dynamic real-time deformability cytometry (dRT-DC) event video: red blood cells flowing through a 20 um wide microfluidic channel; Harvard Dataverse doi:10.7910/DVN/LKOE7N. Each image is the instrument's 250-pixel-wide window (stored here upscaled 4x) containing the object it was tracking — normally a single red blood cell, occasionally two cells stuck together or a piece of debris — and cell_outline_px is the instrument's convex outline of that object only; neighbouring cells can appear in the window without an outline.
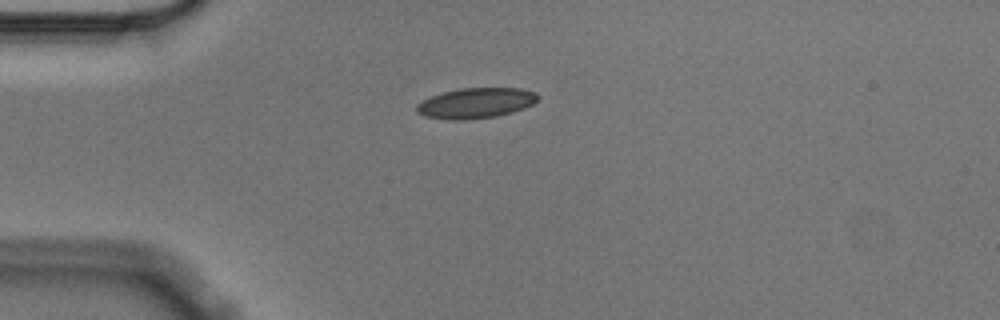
{"species": "Egyptian fruit bat (a non-hibernating species)", "species_latin": "Rousettus aegyptiacus", "temperature_condition": "cold", "stored_images_in_passage": 2, "camera_frame_rate_fps": 3000, "um_per_image_px": 0.085, "animal": {"sex": "male"}, "frame": {"image": 1, "passage_image": 1, "time_ms": 0.0, "image_size_px": [1000, 320], "cell_outline_px": [[540, 96], [532, 104], [524, 108], [512, 112], [496, 116], [468, 120], [448, 120], [424, 116], [416, 112], [416, 104], [432, 96], [444, 92], [460, 88], [520, 88], [536, 92]], "centroid_in_image_um": [40.44, 8.77], "position_along_channel_um": 44.6, "area_um2": 21.5}}